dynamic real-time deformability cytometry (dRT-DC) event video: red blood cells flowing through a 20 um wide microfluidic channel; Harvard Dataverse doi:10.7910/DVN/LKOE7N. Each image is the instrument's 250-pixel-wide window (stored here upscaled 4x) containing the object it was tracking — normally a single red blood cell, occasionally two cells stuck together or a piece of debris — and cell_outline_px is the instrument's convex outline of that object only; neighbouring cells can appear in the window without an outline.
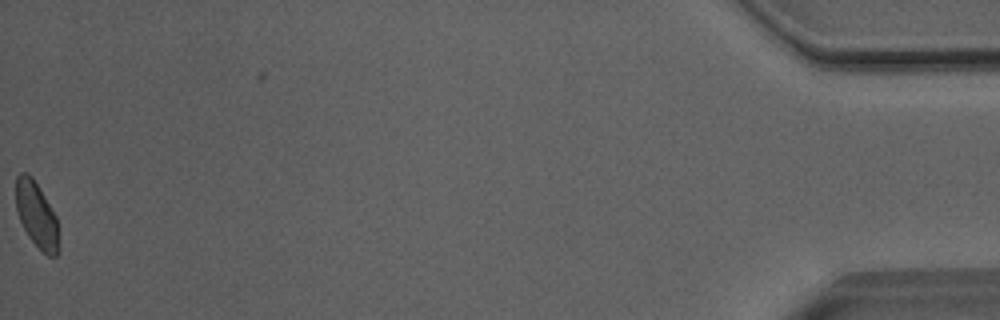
{"species": "Egyptian fruit bat (a non-hibernating species)", "species_latin": "Rousettus aegyptiacus", "temperature_condition": "room temperature", "stored_images_in_passage": 52, "camera_frame_rate_fps": 3000, "um_per_image_px": 0.085, "animal": {"sex": "male"}, "frame": {"image": 1, "passage_image": 52, "time_ms": 17.0, "image_size_px": [1000, 320], "cell_outline_px": [[60, 248], [56, 256], [48, 256], [28, 236], [20, 220], [16, 208], [16, 176], [20, 172], [24, 172], [32, 176], [56, 216]], "centroid_in_image_um": [3.12, 18.26], "position_along_channel_um": 432.1, "area_um2": 16.24}, "authors_computed_cell_mechanics": {"area_um2": 17.6579, "velocity_mm_per_s": 4.059, "shape_relaxation_time_tau1_ms": 6.9176, "shape_relaxation_time_tau2_ms": 1.713, "deformation_change_tau1": 0.0957, "deformation_change_tau2": 0.0568}}